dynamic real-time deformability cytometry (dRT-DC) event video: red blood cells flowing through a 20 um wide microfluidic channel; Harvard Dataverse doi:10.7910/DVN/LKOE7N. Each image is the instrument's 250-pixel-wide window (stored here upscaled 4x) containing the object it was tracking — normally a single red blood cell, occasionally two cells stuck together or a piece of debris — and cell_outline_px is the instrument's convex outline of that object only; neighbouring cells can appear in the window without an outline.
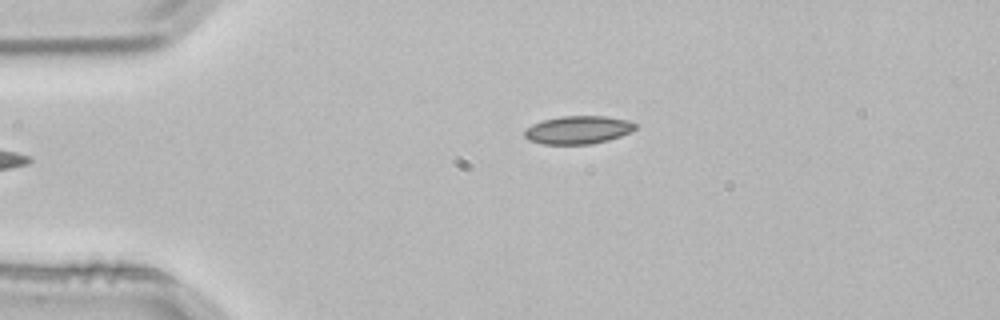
{"species": "common noctule bat (a hibernating species)", "species_latin": "Nyctalus noctula", "temperature_condition": "room temperature", "stored_images_in_passage": 3, "camera_frame_rate_fps": 3000, "um_per_image_px": 0.085, "animal": {"sex": "male", "body_mass_g": 21.5, "forearm_length_mm": 52.0}, "frame": {"image": 1, "passage_image": 3, "time_ms": 0.667, "image_size_px": [1000, 320], "cell_outline_px": [[636, 128], [620, 136], [608, 140], [592, 144], [540, 144], [528, 140], [524, 136], [524, 132], [532, 124], [544, 120], [560, 116], [608, 116], [628, 120], [636, 124]], "centroid_in_image_um": [49.12, 11.04], "position_along_channel_um": 35.9, "area_um2": 18.09}}